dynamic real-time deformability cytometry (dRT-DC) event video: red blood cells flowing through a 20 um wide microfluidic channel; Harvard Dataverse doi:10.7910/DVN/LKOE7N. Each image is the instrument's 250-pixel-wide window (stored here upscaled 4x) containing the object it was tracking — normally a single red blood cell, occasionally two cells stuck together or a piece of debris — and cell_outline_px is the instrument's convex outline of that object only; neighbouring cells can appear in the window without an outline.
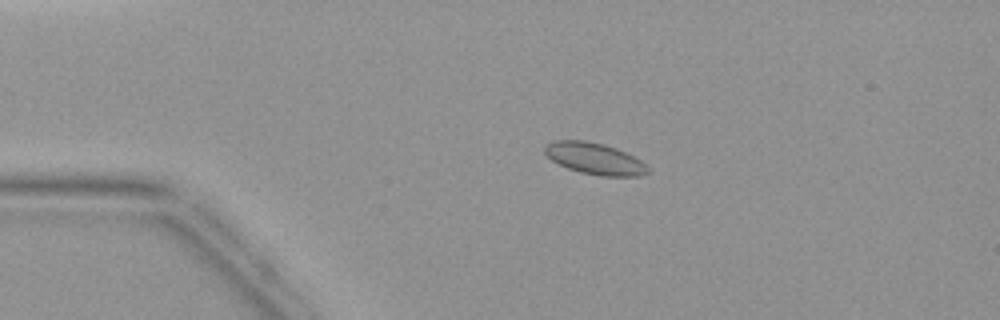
{"species": "common noctule bat (a hibernating species)", "species_latin": "Nyctalus noctula", "temperature_condition": "warm", "stored_images_in_passage": 4, "camera_frame_rate_fps": 3000, "um_per_image_px": 0.085, "animal": {"sex": "female", "body_mass_g": 19.9}, "frame": {"image": 1, "passage_image": 3, "time_ms": 3.0, "image_size_px": [1000, 320], "cell_outline_px": [[648, 172], [640, 176], [600, 176], [580, 172], [568, 168], [552, 160], [544, 152], [544, 144], [552, 140], [584, 140], [604, 144], [616, 148], [640, 160], [648, 168]], "centroid_in_image_um": [50.5, 13.47], "position_along_channel_um": 34.5, "area_um2": 18.84}}